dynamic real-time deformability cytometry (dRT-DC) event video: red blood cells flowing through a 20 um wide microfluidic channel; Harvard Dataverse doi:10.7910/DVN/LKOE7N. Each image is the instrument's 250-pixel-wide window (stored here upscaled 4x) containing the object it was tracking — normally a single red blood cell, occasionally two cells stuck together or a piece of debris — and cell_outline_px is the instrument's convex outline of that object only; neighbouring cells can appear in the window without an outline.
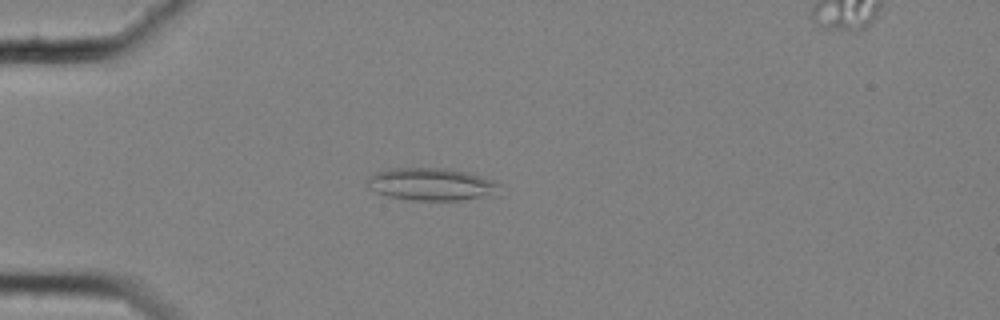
{"species": "common noctule bat (a hibernating species)", "species_latin": "Nyctalus noctula", "temperature_condition": "cold", "stored_images_in_passage": 10, "camera_frame_rate_fps": 3000, "um_per_image_px": 0.085, "animal": {"sex": "female", "body_mass_g": 25.1}, "frame": {"image": 1, "passage_image": 1, "time_ms": 0.0, "image_size_px": [1000, 320], "cell_outline_px": [[500, 196], [460, 200], [412, 200], [388, 196], [376, 192], [368, 188], [364, 180], [372, 172], [388, 168], [448, 168], [468, 172], [492, 180], [500, 184]], "centroid_in_image_um": [36.67, 15.66], "position_along_channel_um": 48.3, "area_um2": 25.78}}